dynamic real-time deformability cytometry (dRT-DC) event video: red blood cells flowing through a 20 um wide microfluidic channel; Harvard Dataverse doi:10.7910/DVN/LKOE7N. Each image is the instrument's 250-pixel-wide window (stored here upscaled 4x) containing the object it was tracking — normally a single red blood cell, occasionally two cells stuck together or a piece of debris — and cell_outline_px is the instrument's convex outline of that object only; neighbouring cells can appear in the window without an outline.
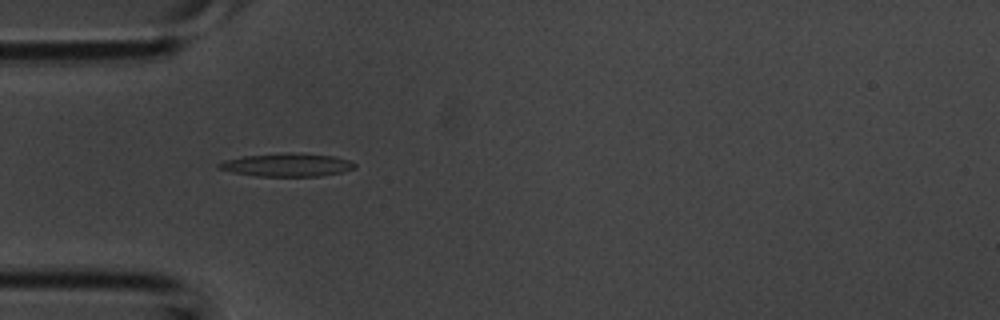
{"species": "common noctule bat (a hibernating species)", "species_latin": "Nyctalus noctula", "temperature_condition": "room temperature", "stored_images_in_passage": 42, "camera_frame_rate_fps": 3000, "um_per_image_px": 0.085, "animal": {"sex": "male", "body_mass_g": 20.1, "forearm_length_mm": 53.5}, "frame": {"image": 1, "passage_image": 12, "time_ms": 3.667, "image_size_px": [1000, 320], "cell_outline_px": [[356, 168], [344, 172], [320, 176], [256, 176], [232, 172], [216, 168], [216, 164], [224, 160], [244, 156], [284, 152], [292, 152], [332, 156], [352, 160], [356, 164]], "centroid_in_image_um": [24.41, 14.01], "position_along_channel_um": 60.6, "area_um2": 18.61}}
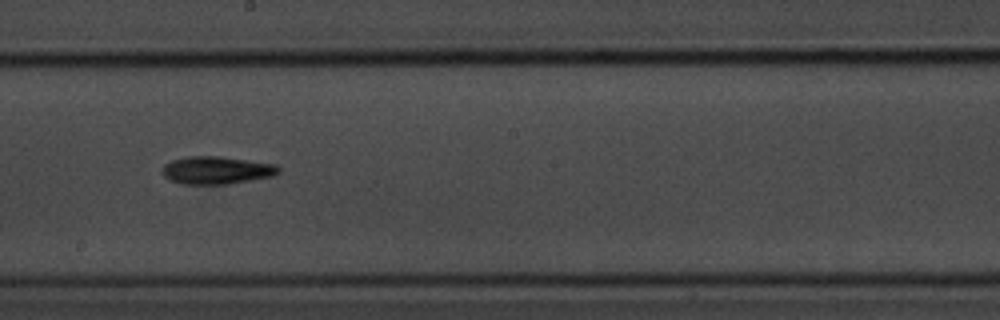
{"frame": {"image": 2, "passage_image": 23, "time_ms": 7.333, "image_size_px": [1000, 320], "cell_outline_px": [[280, 172], [272, 176], [224, 184], [180, 184], [168, 180], [164, 176], [164, 164], [172, 160], [188, 156], [220, 156], [276, 164], [280, 168]], "centroid_in_image_um": [18.4, 14.46], "position_along_channel_um": 229.8, "area_um2": 18.67}}
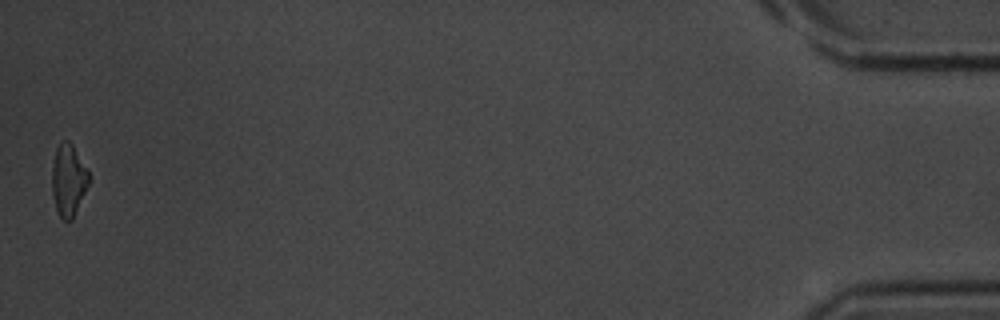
{"frame": {"image": 3, "passage_image": 42, "time_ms": 13.667, "image_size_px": [1000, 320], "cell_outline_px": [[88, 184], [72, 220], [64, 220], [60, 216], [56, 208], [52, 196], [52, 168], [56, 148], [64, 140], [68, 140], [72, 144], [88, 172]], "centroid_in_image_um": [5.79, 15.31], "position_along_channel_um": 429.4, "area_um2": 15.03}}